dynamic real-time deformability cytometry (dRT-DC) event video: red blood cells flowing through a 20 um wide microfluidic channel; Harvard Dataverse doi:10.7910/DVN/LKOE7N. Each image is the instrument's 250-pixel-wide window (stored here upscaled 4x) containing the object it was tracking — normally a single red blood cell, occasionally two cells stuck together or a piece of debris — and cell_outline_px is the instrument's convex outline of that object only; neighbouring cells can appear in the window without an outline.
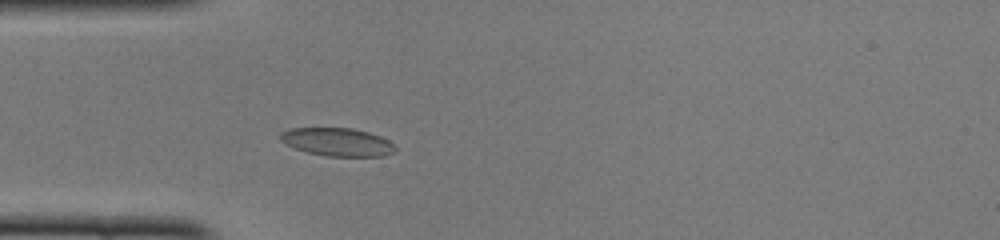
{"species": "common noctule bat (a hibernating species)", "species_latin": "Nyctalus noctula", "temperature_condition": "cold", "stored_images_in_passage": 39, "camera_frame_rate_fps": 3000, "um_per_image_px": 0.085, "animal": {"sex": "female", "body_mass_g": 22.0, "forearm_length_mm": 56.7}, "frame": {"image": 1, "passage_image": 4, "time_ms": 1.0, "image_size_px": [1000, 240], "cell_outline_px": [[396, 152], [384, 156], [324, 156], [308, 152], [284, 144], [280, 140], [280, 132], [288, 128], [352, 128], [368, 132], [380, 136], [396, 144]], "centroid_in_image_um": [28.69, 12.07], "position_along_channel_um": 56.3, "area_um2": 19.02}}
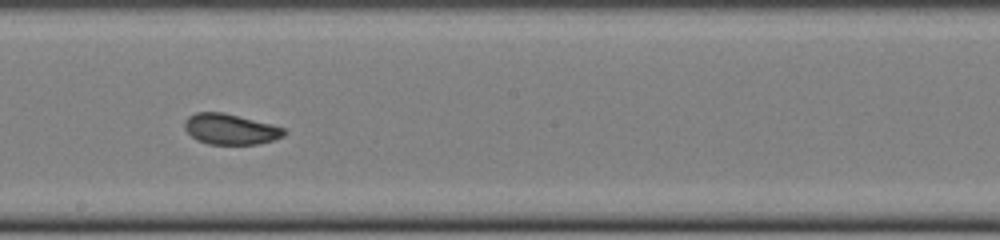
{"frame": {"image": 2, "passage_image": 17, "time_ms": 5.333, "image_size_px": [1000, 240], "cell_outline_px": [[288, 132], [284, 136], [260, 144], [208, 144], [196, 140], [184, 128], [184, 120], [188, 116], [196, 112], [224, 112], [272, 124], [284, 128]], "centroid_in_image_um": [19.59, 10.97], "position_along_channel_um": 228.6, "area_um2": 17.92}}
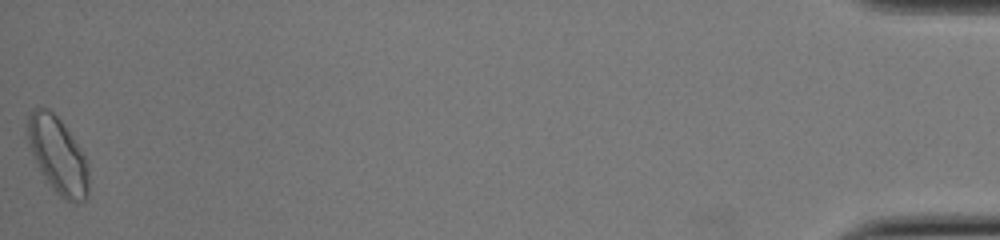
{"frame": {"image": 3, "passage_image": 39, "time_ms": 12.667, "image_size_px": [1000, 240], "cell_outline_px": [[88, 196], [84, 200], [76, 204], [72, 204], [60, 196], [52, 188], [44, 176], [28, 144], [28, 112], [32, 108], [48, 108], [60, 120], [84, 156], [88, 168]], "centroid_in_image_um": [4.92, 13.22], "position_along_channel_um": 430.3, "area_um2": 26.59}, "authors_computed_cell_mechanics": {"area_um2": 18.5538, "velocity_mm_per_s": 4.0621, "shape_relaxation_time_tau1_ms": 3.7592, "shape_relaxation_time_tau2_ms": 1.0658, "deformation_change_tau1": 0.079, "deformation_change_tau2": 0.0329}}